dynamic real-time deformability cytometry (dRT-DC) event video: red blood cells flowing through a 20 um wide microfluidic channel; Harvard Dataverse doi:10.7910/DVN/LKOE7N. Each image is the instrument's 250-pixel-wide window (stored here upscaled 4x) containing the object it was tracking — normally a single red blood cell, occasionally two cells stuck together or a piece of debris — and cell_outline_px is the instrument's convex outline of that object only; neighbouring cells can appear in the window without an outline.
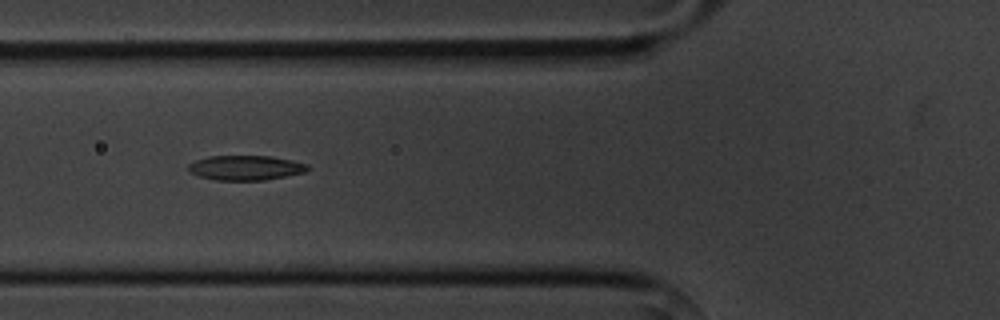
{"species": "common noctule bat (a hibernating species)", "species_latin": "Nyctalus noctula", "temperature_condition": "cold", "stored_images_in_passage": 4, "camera_frame_rate_fps": 3000, "um_per_image_px": 0.085, "animal": {"sex": "male", "body_mass_g": 20.1, "forearm_length_mm": 53.5}, "frame": {"image": 1, "passage_image": 3, "time_ms": 2.0, "image_size_px": [1000, 320], "cell_outline_px": [[308, 168], [304, 172], [264, 180], [216, 180], [196, 176], [188, 168], [188, 164], [196, 160], [208, 156], [272, 156], [292, 160], [308, 164]], "centroid_in_image_um": [20.85, 14.25], "position_along_channel_um": 105.0, "area_um2": 17.11}}
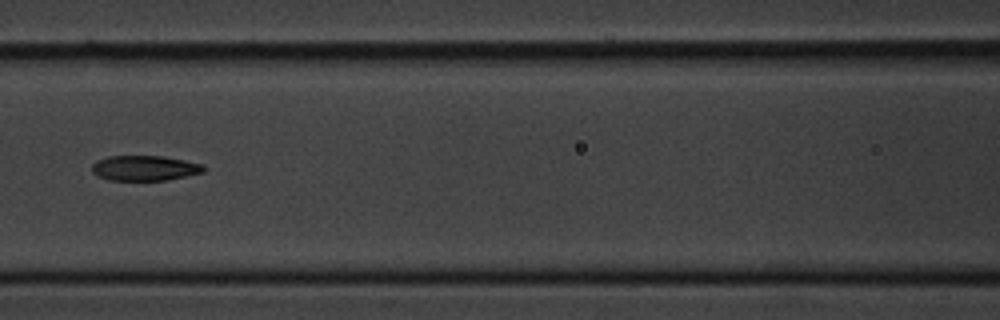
{"frame": {"image": 2, "passage_image": 4, "time_ms": 3.333, "image_size_px": [1000, 320], "cell_outline_px": [[204, 172], [168, 180], [108, 180], [96, 176], [92, 172], [92, 164], [96, 160], [108, 156], [164, 156], [204, 164]], "centroid_in_image_um": [12.27, 14.29], "position_along_channel_um": 154.3, "area_um2": 16.53}}